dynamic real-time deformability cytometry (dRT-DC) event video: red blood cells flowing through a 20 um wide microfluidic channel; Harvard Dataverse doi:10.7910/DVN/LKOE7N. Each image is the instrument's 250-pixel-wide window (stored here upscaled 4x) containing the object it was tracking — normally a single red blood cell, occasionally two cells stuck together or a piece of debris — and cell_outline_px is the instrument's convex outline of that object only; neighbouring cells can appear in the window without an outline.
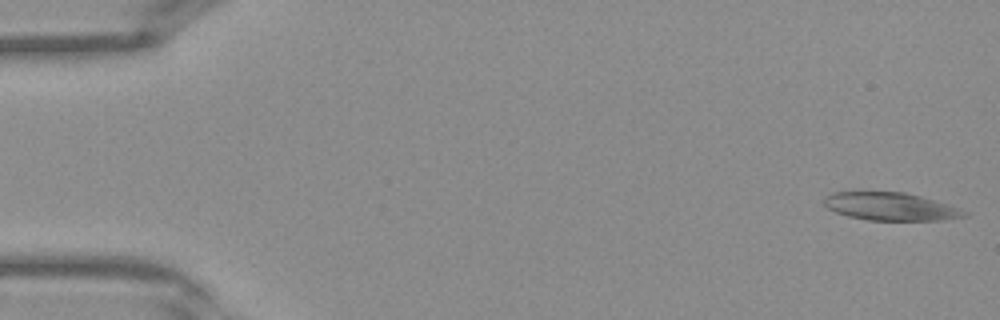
{"species": "Egyptian fruit bat (a non-hibernating species)", "species_latin": "Rousettus aegyptiacus", "temperature_condition": "warm", "stored_images_in_passage": 41, "camera_frame_rate_fps": 3000, "um_per_image_px": 0.085, "frame": {"image": 1, "passage_image": 1, "time_ms": 0.0, "image_size_px": [1000, 320], "cell_outline_px": [[968, 216], [940, 220], [868, 220], [848, 216], [836, 212], [828, 208], [820, 200], [832, 192], [904, 192], [920, 196], [968, 212]], "centroid_in_image_um": [75.62, 17.55], "position_along_channel_um": 9.4, "area_um2": 22.48}}
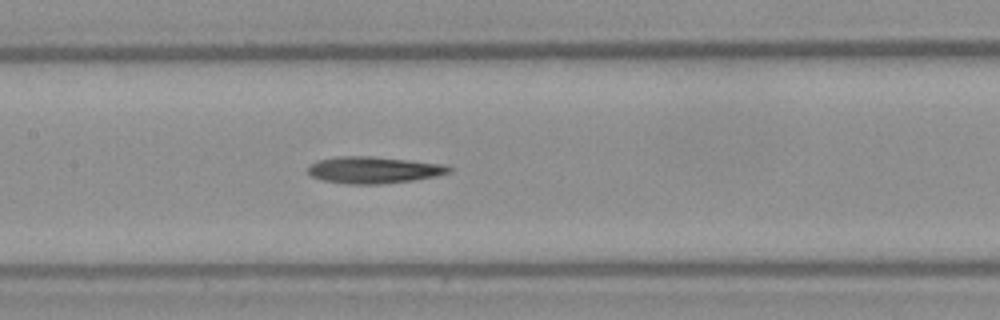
{"frame": {"image": 2, "passage_image": 19, "time_ms": 6.0, "image_size_px": [1000, 320], "cell_outline_px": [[452, 172], [436, 176], [412, 180], [380, 184], [348, 184], [324, 180], [312, 176], [308, 172], [308, 168], [316, 160], [340, 156], [372, 156], [444, 164], [452, 168]], "centroid_in_image_um": [31.78, 14.44], "position_along_channel_um": 175.6, "area_um2": 21.85}}
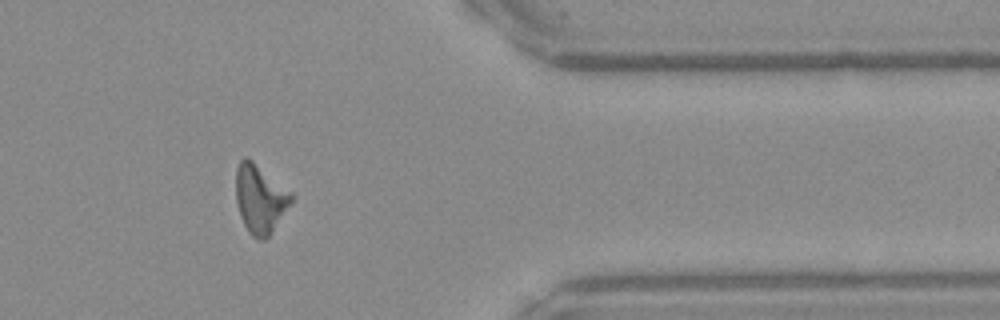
{"frame": {"image": 3, "passage_image": 33, "time_ms": 10.667, "image_size_px": [1000, 320], "cell_outline_px": [[292, 200], [268, 236], [264, 240], [260, 240], [252, 236], [248, 232], [240, 216], [236, 204], [236, 168], [240, 160], [244, 156], [248, 156], [288, 192], [292, 196]], "centroid_in_image_um": [22.02, 16.89], "position_along_channel_um": 389.4, "area_um2": 21.44}}